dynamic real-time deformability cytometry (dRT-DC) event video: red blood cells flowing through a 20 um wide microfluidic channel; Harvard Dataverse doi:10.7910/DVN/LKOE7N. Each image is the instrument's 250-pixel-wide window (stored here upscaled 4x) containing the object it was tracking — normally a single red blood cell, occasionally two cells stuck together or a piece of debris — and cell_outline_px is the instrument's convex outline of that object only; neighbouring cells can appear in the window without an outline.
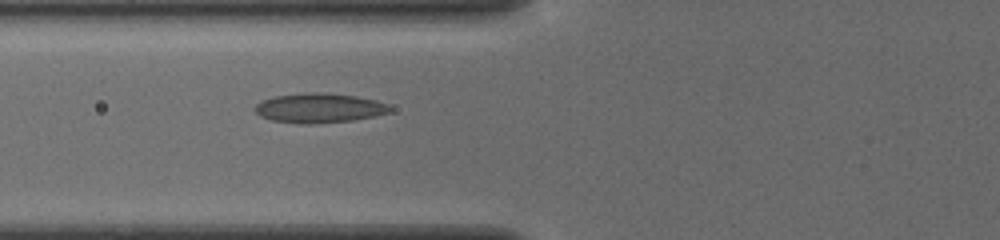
{"species": "common noctule bat (a hibernating species)", "species_latin": "Nyctalus noctula", "temperature_condition": "cold", "stored_images_in_passage": 34, "camera_frame_rate_fps": 3000, "um_per_image_px": 0.085, "animal": {"sex": "female", "body_mass_g": 19.5, "forearm_length_mm": 54.1}, "frame": {"image": 1, "passage_image": 3, "time_ms": 0.667, "image_size_px": [1000, 240], "cell_outline_px": [[392, 108], [388, 112], [372, 116], [352, 120], [308, 124], [304, 124], [272, 120], [260, 116], [256, 112], [256, 104], [260, 100], [276, 96], [304, 92], [320, 92], [356, 96], [376, 100], [388, 104]], "centroid_in_image_um": [27.11, 9.17], "position_along_channel_um": 98.7, "area_um2": 23.06}}
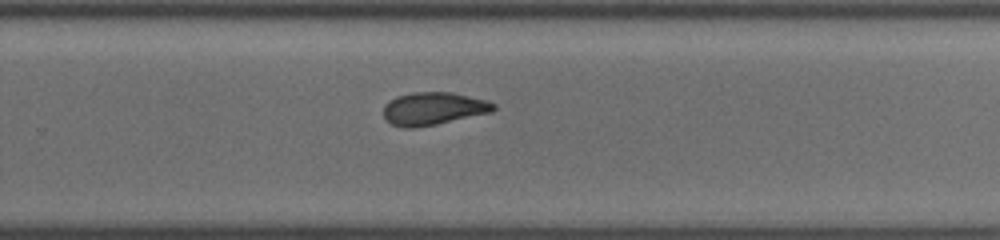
{"frame": {"image": 2, "passage_image": 18, "time_ms": 5.667, "image_size_px": [1000, 240], "cell_outline_px": [[496, 108], [492, 112], [436, 124], [412, 128], [400, 128], [384, 120], [384, 104], [388, 100], [396, 96], [412, 92], [452, 92], [488, 100], [496, 104]], "centroid_in_image_um": [36.81, 9.22], "position_along_channel_um": 293.0, "area_um2": 21.27}}
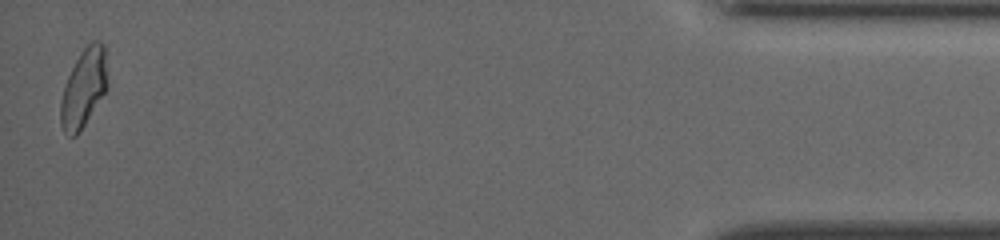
{"frame": {"image": 3, "passage_image": 34, "time_ms": 11.0, "image_size_px": [1000, 240], "cell_outline_px": [[108, 88], [80, 132], [76, 136], [68, 136], [64, 132], [60, 124], [60, 100], [64, 84], [80, 52], [92, 40], [100, 40], [104, 44], [108, 80]], "centroid_in_image_um": [7.12, 7.49], "position_along_channel_um": 428.1, "area_um2": 21.73}, "authors_computed_cell_mechanics": {"area_um2": 21.2704, "velocity_mm_per_s": 3.8948, "shape_relaxation_time_tau1_ms": null, "shape_relaxation_time_tau2_ms": 1.9572, "deformation_change_tau1": null, "deformation_change_tau2": 0.0728}}